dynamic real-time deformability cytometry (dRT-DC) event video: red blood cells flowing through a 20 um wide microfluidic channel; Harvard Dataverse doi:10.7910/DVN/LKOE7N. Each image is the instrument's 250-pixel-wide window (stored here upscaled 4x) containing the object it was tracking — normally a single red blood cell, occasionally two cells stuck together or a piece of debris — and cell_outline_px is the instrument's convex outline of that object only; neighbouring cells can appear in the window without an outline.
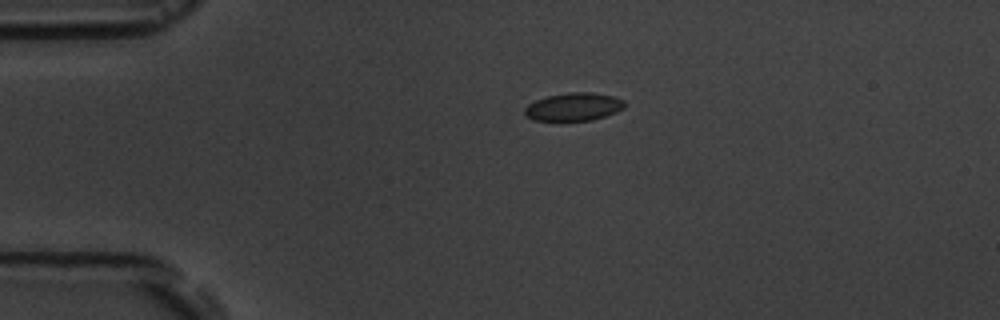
{"species": "common noctule bat (a hibernating species)", "species_latin": "Nyctalus noctula", "temperature_condition": "room temperature", "stored_images_in_passage": 2, "camera_frame_rate_fps": 3000, "um_per_image_px": 0.085, "animal": {"sex": "male", "body_mass_g": 19.5, "forearm_length_mm": 54.6}, "frame": {"image": 1, "passage_image": 1, "time_ms": 0.0, "image_size_px": [1000, 320], "cell_outline_px": [[628, 104], [624, 108], [616, 112], [592, 120], [532, 120], [524, 116], [524, 108], [528, 104], [536, 100], [548, 96], [568, 92], [588, 92], [612, 96], [624, 100]], "centroid_in_image_um": [48.76, 9.08], "position_along_channel_um": 36.2, "area_um2": 16.3}}